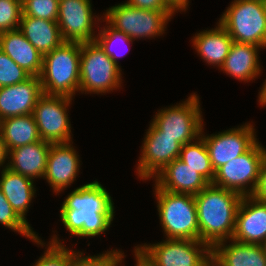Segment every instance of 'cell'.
Wrapping results in <instances>:
<instances>
[{
    "mask_svg": "<svg viewBox=\"0 0 266 266\" xmlns=\"http://www.w3.org/2000/svg\"><path fill=\"white\" fill-rule=\"evenodd\" d=\"M235 42L266 47L264 0H234L219 19Z\"/></svg>",
    "mask_w": 266,
    "mask_h": 266,
    "instance_id": "cell-5",
    "label": "cell"
},
{
    "mask_svg": "<svg viewBox=\"0 0 266 266\" xmlns=\"http://www.w3.org/2000/svg\"><path fill=\"white\" fill-rule=\"evenodd\" d=\"M252 196L257 200L266 202V156L262 162L259 181Z\"/></svg>",
    "mask_w": 266,
    "mask_h": 266,
    "instance_id": "cell-36",
    "label": "cell"
},
{
    "mask_svg": "<svg viewBox=\"0 0 266 266\" xmlns=\"http://www.w3.org/2000/svg\"><path fill=\"white\" fill-rule=\"evenodd\" d=\"M154 178L159 189L194 196L209 184L202 175L179 158L167 164Z\"/></svg>",
    "mask_w": 266,
    "mask_h": 266,
    "instance_id": "cell-18",
    "label": "cell"
},
{
    "mask_svg": "<svg viewBox=\"0 0 266 266\" xmlns=\"http://www.w3.org/2000/svg\"><path fill=\"white\" fill-rule=\"evenodd\" d=\"M135 248L153 266H202L212 256V249L201 240L166 238L160 243Z\"/></svg>",
    "mask_w": 266,
    "mask_h": 266,
    "instance_id": "cell-10",
    "label": "cell"
},
{
    "mask_svg": "<svg viewBox=\"0 0 266 266\" xmlns=\"http://www.w3.org/2000/svg\"><path fill=\"white\" fill-rule=\"evenodd\" d=\"M261 47L250 43L233 41L223 66L220 68L235 79H255L261 72L258 51Z\"/></svg>",
    "mask_w": 266,
    "mask_h": 266,
    "instance_id": "cell-21",
    "label": "cell"
},
{
    "mask_svg": "<svg viewBox=\"0 0 266 266\" xmlns=\"http://www.w3.org/2000/svg\"><path fill=\"white\" fill-rule=\"evenodd\" d=\"M32 75L0 50V87L21 83Z\"/></svg>",
    "mask_w": 266,
    "mask_h": 266,
    "instance_id": "cell-32",
    "label": "cell"
},
{
    "mask_svg": "<svg viewBox=\"0 0 266 266\" xmlns=\"http://www.w3.org/2000/svg\"><path fill=\"white\" fill-rule=\"evenodd\" d=\"M128 5L154 11H174L165 0H128L126 2Z\"/></svg>",
    "mask_w": 266,
    "mask_h": 266,
    "instance_id": "cell-35",
    "label": "cell"
},
{
    "mask_svg": "<svg viewBox=\"0 0 266 266\" xmlns=\"http://www.w3.org/2000/svg\"><path fill=\"white\" fill-rule=\"evenodd\" d=\"M121 68L95 42L81 43V93H108L119 89L122 83Z\"/></svg>",
    "mask_w": 266,
    "mask_h": 266,
    "instance_id": "cell-6",
    "label": "cell"
},
{
    "mask_svg": "<svg viewBox=\"0 0 266 266\" xmlns=\"http://www.w3.org/2000/svg\"><path fill=\"white\" fill-rule=\"evenodd\" d=\"M18 29L42 55L51 52L64 42L58 23L55 21L22 15Z\"/></svg>",
    "mask_w": 266,
    "mask_h": 266,
    "instance_id": "cell-24",
    "label": "cell"
},
{
    "mask_svg": "<svg viewBox=\"0 0 266 266\" xmlns=\"http://www.w3.org/2000/svg\"><path fill=\"white\" fill-rule=\"evenodd\" d=\"M231 240L228 245L222 241L212 248V257L220 266H266V255L261 244Z\"/></svg>",
    "mask_w": 266,
    "mask_h": 266,
    "instance_id": "cell-23",
    "label": "cell"
},
{
    "mask_svg": "<svg viewBox=\"0 0 266 266\" xmlns=\"http://www.w3.org/2000/svg\"><path fill=\"white\" fill-rule=\"evenodd\" d=\"M24 16L57 22L59 0H22Z\"/></svg>",
    "mask_w": 266,
    "mask_h": 266,
    "instance_id": "cell-29",
    "label": "cell"
},
{
    "mask_svg": "<svg viewBox=\"0 0 266 266\" xmlns=\"http://www.w3.org/2000/svg\"><path fill=\"white\" fill-rule=\"evenodd\" d=\"M113 205L108 191L95 180L66 197L60 218L71 236L95 237L110 227L115 213Z\"/></svg>",
    "mask_w": 266,
    "mask_h": 266,
    "instance_id": "cell-1",
    "label": "cell"
},
{
    "mask_svg": "<svg viewBox=\"0 0 266 266\" xmlns=\"http://www.w3.org/2000/svg\"><path fill=\"white\" fill-rule=\"evenodd\" d=\"M265 156L266 149L257 141L247 152L218 168L212 184L237 192L242 197L252 196ZM248 185L251 188L247 189Z\"/></svg>",
    "mask_w": 266,
    "mask_h": 266,
    "instance_id": "cell-8",
    "label": "cell"
},
{
    "mask_svg": "<svg viewBox=\"0 0 266 266\" xmlns=\"http://www.w3.org/2000/svg\"><path fill=\"white\" fill-rule=\"evenodd\" d=\"M42 95L39 76H31L21 83L0 87V121L32 114Z\"/></svg>",
    "mask_w": 266,
    "mask_h": 266,
    "instance_id": "cell-15",
    "label": "cell"
},
{
    "mask_svg": "<svg viewBox=\"0 0 266 266\" xmlns=\"http://www.w3.org/2000/svg\"><path fill=\"white\" fill-rule=\"evenodd\" d=\"M22 0H0V33L19 28Z\"/></svg>",
    "mask_w": 266,
    "mask_h": 266,
    "instance_id": "cell-33",
    "label": "cell"
},
{
    "mask_svg": "<svg viewBox=\"0 0 266 266\" xmlns=\"http://www.w3.org/2000/svg\"><path fill=\"white\" fill-rule=\"evenodd\" d=\"M259 103L261 106H265L266 105V80L264 82V85L261 88V91L259 92Z\"/></svg>",
    "mask_w": 266,
    "mask_h": 266,
    "instance_id": "cell-40",
    "label": "cell"
},
{
    "mask_svg": "<svg viewBox=\"0 0 266 266\" xmlns=\"http://www.w3.org/2000/svg\"><path fill=\"white\" fill-rule=\"evenodd\" d=\"M34 180L5 167L1 171L0 189L16 214L29 226L26 212L35 196Z\"/></svg>",
    "mask_w": 266,
    "mask_h": 266,
    "instance_id": "cell-22",
    "label": "cell"
},
{
    "mask_svg": "<svg viewBox=\"0 0 266 266\" xmlns=\"http://www.w3.org/2000/svg\"><path fill=\"white\" fill-rule=\"evenodd\" d=\"M91 6L90 0H59L57 23L64 42L86 43L95 40L94 21L101 19L99 16L94 19Z\"/></svg>",
    "mask_w": 266,
    "mask_h": 266,
    "instance_id": "cell-14",
    "label": "cell"
},
{
    "mask_svg": "<svg viewBox=\"0 0 266 266\" xmlns=\"http://www.w3.org/2000/svg\"><path fill=\"white\" fill-rule=\"evenodd\" d=\"M233 240L262 244L266 240V202L243 196L239 205Z\"/></svg>",
    "mask_w": 266,
    "mask_h": 266,
    "instance_id": "cell-16",
    "label": "cell"
},
{
    "mask_svg": "<svg viewBox=\"0 0 266 266\" xmlns=\"http://www.w3.org/2000/svg\"><path fill=\"white\" fill-rule=\"evenodd\" d=\"M155 195L165 236L168 239L199 240L194 195L165 191L156 185Z\"/></svg>",
    "mask_w": 266,
    "mask_h": 266,
    "instance_id": "cell-4",
    "label": "cell"
},
{
    "mask_svg": "<svg viewBox=\"0 0 266 266\" xmlns=\"http://www.w3.org/2000/svg\"><path fill=\"white\" fill-rule=\"evenodd\" d=\"M59 241L58 237L53 235L48 249L33 266H70L71 250Z\"/></svg>",
    "mask_w": 266,
    "mask_h": 266,
    "instance_id": "cell-31",
    "label": "cell"
},
{
    "mask_svg": "<svg viewBox=\"0 0 266 266\" xmlns=\"http://www.w3.org/2000/svg\"><path fill=\"white\" fill-rule=\"evenodd\" d=\"M94 41L118 65L117 57H119V54L117 53L115 54L112 51L111 48H112L113 43L123 42V44H126L130 42L132 43L133 40L128 35L124 34L123 32L115 30L114 28L106 25L103 27L102 30L99 31Z\"/></svg>",
    "mask_w": 266,
    "mask_h": 266,
    "instance_id": "cell-34",
    "label": "cell"
},
{
    "mask_svg": "<svg viewBox=\"0 0 266 266\" xmlns=\"http://www.w3.org/2000/svg\"><path fill=\"white\" fill-rule=\"evenodd\" d=\"M0 223L12 231H16L21 235L30 238L33 242L45 246L37 234L24 222L13 210L7 198L0 189Z\"/></svg>",
    "mask_w": 266,
    "mask_h": 266,
    "instance_id": "cell-28",
    "label": "cell"
},
{
    "mask_svg": "<svg viewBox=\"0 0 266 266\" xmlns=\"http://www.w3.org/2000/svg\"><path fill=\"white\" fill-rule=\"evenodd\" d=\"M0 50L32 76H40L43 55L25 38L19 29L0 33Z\"/></svg>",
    "mask_w": 266,
    "mask_h": 266,
    "instance_id": "cell-20",
    "label": "cell"
},
{
    "mask_svg": "<svg viewBox=\"0 0 266 266\" xmlns=\"http://www.w3.org/2000/svg\"><path fill=\"white\" fill-rule=\"evenodd\" d=\"M166 3L175 11H186L187 7L189 6L188 0H165Z\"/></svg>",
    "mask_w": 266,
    "mask_h": 266,
    "instance_id": "cell-37",
    "label": "cell"
},
{
    "mask_svg": "<svg viewBox=\"0 0 266 266\" xmlns=\"http://www.w3.org/2000/svg\"><path fill=\"white\" fill-rule=\"evenodd\" d=\"M199 96L192 94L186 101L161 109L153 118V123L162 135L175 138L182 146L195 141L203 127Z\"/></svg>",
    "mask_w": 266,
    "mask_h": 266,
    "instance_id": "cell-9",
    "label": "cell"
},
{
    "mask_svg": "<svg viewBox=\"0 0 266 266\" xmlns=\"http://www.w3.org/2000/svg\"><path fill=\"white\" fill-rule=\"evenodd\" d=\"M197 53L208 64L221 68L229 53L233 39L227 30L220 24L215 29L204 30L192 39Z\"/></svg>",
    "mask_w": 266,
    "mask_h": 266,
    "instance_id": "cell-25",
    "label": "cell"
},
{
    "mask_svg": "<svg viewBox=\"0 0 266 266\" xmlns=\"http://www.w3.org/2000/svg\"><path fill=\"white\" fill-rule=\"evenodd\" d=\"M72 98L43 94L33 109L40 137L49 143L71 142V124L67 108Z\"/></svg>",
    "mask_w": 266,
    "mask_h": 266,
    "instance_id": "cell-11",
    "label": "cell"
},
{
    "mask_svg": "<svg viewBox=\"0 0 266 266\" xmlns=\"http://www.w3.org/2000/svg\"><path fill=\"white\" fill-rule=\"evenodd\" d=\"M264 254L266 255V240L261 244Z\"/></svg>",
    "mask_w": 266,
    "mask_h": 266,
    "instance_id": "cell-42",
    "label": "cell"
},
{
    "mask_svg": "<svg viewBox=\"0 0 266 266\" xmlns=\"http://www.w3.org/2000/svg\"><path fill=\"white\" fill-rule=\"evenodd\" d=\"M81 43L63 42L43 55L40 82L43 94L72 98L80 85Z\"/></svg>",
    "mask_w": 266,
    "mask_h": 266,
    "instance_id": "cell-3",
    "label": "cell"
},
{
    "mask_svg": "<svg viewBox=\"0 0 266 266\" xmlns=\"http://www.w3.org/2000/svg\"><path fill=\"white\" fill-rule=\"evenodd\" d=\"M79 165V156L71 142L51 143L43 179L48 181L57 194L74 182Z\"/></svg>",
    "mask_w": 266,
    "mask_h": 266,
    "instance_id": "cell-17",
    "label": "cell"
},
{
    "mask_svg": "<svg viewBox=\"0 0 266 266\" xmlns=\"http://www.w3.org/2000/svg\"><path fill=\"white\" fill-rule=\"evenodd\" d=\"M202 266H220L218 262L211 256Z\"/></svg>",
    "mask_w": 266,
    "mask_h": 266,
    "instance_id": "cell-41",
    "label": "cell"
},
{
    "mask_svg": "<svg viewBox=\"0 0 266 266\" xmlns=\"http://www.w3.org/2000/svg\"><path fill=\"white\" fill-rule=\"evenodd\" d=\"M123 254L116 249L97 256L85 257L82 252L71 250L70 266H118L122 263Z\"/></svg>",
    "mask_w": 266,
    "mask_h": 266,
    "instance_id": "cell-30",
    "label": "cell"
},
{
    "mask_svg": "<svg viewBox=\"0 0 266 266\" xmlns=\"http://www.w3.org/2000/svg\"><path fill=\"white\" fill-rule=\"evenodd\" d=\"M253 127L250 123H246L240 127L238 126V128H232L206 137L202 134V127L200 136L207 146L214 171L247 152L257 142Z\"/></svg>",
    "mask_w": 266,
    "mask_h": 266,
    "instance_id": "cell-13",
    "label": "cell"
},
{
    "mask_svg": "<svg viewBox=\"0 0 266 266\" xmlns=\"http://www.w3.org/2000/svg\"><path fill=\"white\" fill-rule=\"evenodd\" d=\"M134 251L136 266H153L137 248H135Z\"/></svg>",
    "mask_w": 266,
    "mask_h": 266,
    "instance_id": "cell-39",
    "label": "cell"
},
{
    "mask_svg": "<svg viewBox=\"0 0 266 266\" xmlns=\"http://www.w3.org/2000/svg\"><path fill=\"white\" fill-rule=\"evenodd\" d=\"M0 133L8 151L42 140L32 114L1 120Z\"/></svg>",
    "mask_w": 266,
    "mask_h": 266,
    "instance_id": "cell-26",
    "label": "cell"
},
{
    "mask_svg": "<svg viewBox=\"0 0 266 266\" xmlns=\"http://www.w3.org/2000/svg\"><path fill=\"white\" fill-rule=\"evenodd\" d=\"M143 141L136 171L142 180L154 178L167 164L179 158L182 145L175 138L162 135L153 122Z\"/></svg>",
    "mask_w": 266,
    "mask_h": 266,
    "instance_id": "cell-12",
    "label": "cell"
},
{
    "mask_svg": "<svg viewBox=\"0 0 266 266\" xmlns=\"http://www.w3.org/2000/svg\"><path fill=\"white\" fill-rule=\"evenodd\" d=\"M8 155L9 151L0 133V167L6 162L5 160L8 158Z\"/></svg>",
    "mask_w": 266,
    "mask_h": 266,
    "instance_id": "cell-38",
    "label": "cell"
},
{
    "mask_svg": "<svg viewBox=\"0 0 266 266\" xmlns=\"http://www.w3.org/2000/svg\"><path fill=\"white\" fill-rule=\"evenodd\" d=\"M51 143L38 141L9 150V161L4 166L31 179L45 175Z\"/></svg>",
    "mask_w": 266,
    "mask_h": 266,
    "instance_id": "cell-19",
    "label": "cell"
},
{
    "mask_svg": "<svg viewBox=\"0 0 266 266\" xmlns=\"http://www.w3.org/2000/svg\"><path fill=\"white\" fill-rule=\"evenodd\" d=\"M199 240L211 249L222 241H231L242 196L209 183L195 196Z\"/></svg>",
    "mask_w": 266,
    "mask_h": 266,
    "instance_id": "cell-2",
    "label": "cell"
},
{
    "mask_svg": "<svg viewBox=\"0 0 266 266\" xmlns=\"http://www.w3.org/2000/svg\"><path fill=\"white\" fill-rule=\"evenodd\" d=\"M179 159L195 169L209 183L213 182L215 171L211 165L207 146L201 136L193 141V143L189 142L181 147Z\"/></svg>",
    "mask_w": 266,
    "mask_h": 266,
    "instance_id": "cell-27",
    "label": "cell"
},
{
    "mask_svg": "<svg viewBox=\"0 0 266 266\" xmlns=\"http://www.w3.org/2000/svg\"><path fill=\"white\" fill-rule=\"evenodd\" d=\"M174 12L135 8L125 2L106 10L103 17L110 27L136 40L163 35Z\"/></svg>",
    "mask_w": 266,
    "mask_h": 266,
    "instance_id": "cell-7",
    "label": "cell"
}]
</instances>
